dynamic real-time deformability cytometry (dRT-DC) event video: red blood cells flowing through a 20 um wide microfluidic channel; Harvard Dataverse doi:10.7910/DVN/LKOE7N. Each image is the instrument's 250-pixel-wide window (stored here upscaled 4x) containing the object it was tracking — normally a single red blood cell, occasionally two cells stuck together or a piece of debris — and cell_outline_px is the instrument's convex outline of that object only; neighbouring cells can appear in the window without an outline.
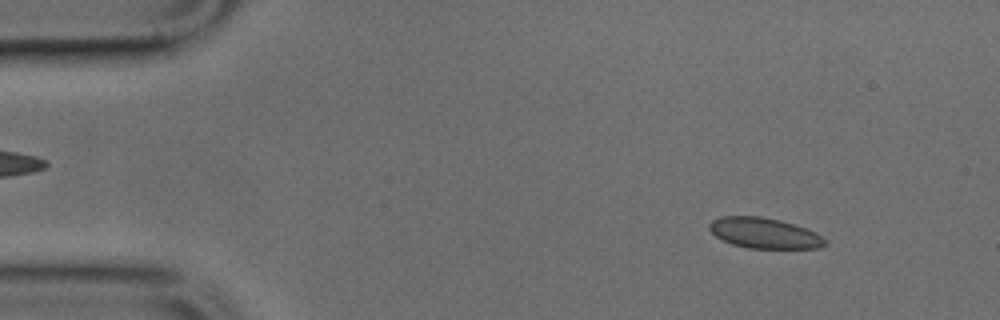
{"species": "common noctule bat (a hibernating species)", "species_latin": "Nyctalus noctula", "temperature_condition": "cold", "stored_images_in_passage": 20, "camera_frame_rate_fps": 3000, "um_per_image_px": 0.085, "animal": {"sex": "male", "body_mass_g": 17.9, "forearm_length_mm": 54.2}, "frame": {"image": 1, "passage_image": 5, "time_ms": 1.333, "image_size_px": [1000, 320], "cell_outline_px": [[828, 244], [816, 248], [748, 248], [732, 244], [716, 236], [708, 228], [708, 224], [712, 220], [720, 216], [760, 216], [780, 220], [816, 232], [828, 240]], "centroid_in_image_um": [64.97, 19.81], "position_along_channel_um": 20.0, "area_um2": 20.58}}
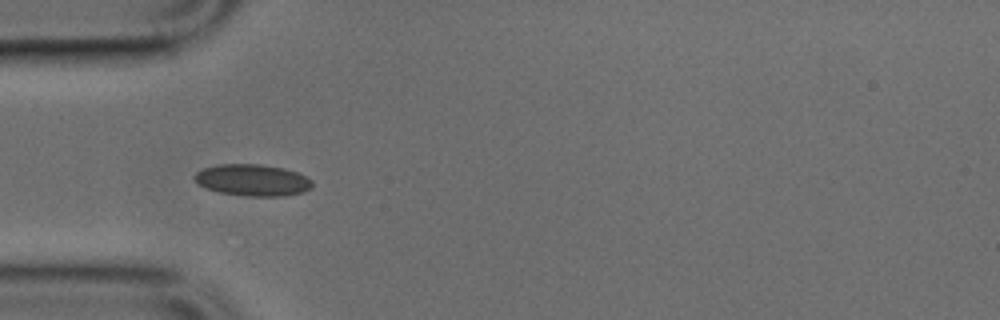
{"frame": {"image": 2, "passage_image": 14, "time_ms": 4.333, "image_size_px": [1000, 320], "cell_outline_px": [[312, 188], [304, 192], [284, 196], [244, 196], [220, 192], [196, 184], [192, 176], [196, 172], [204, 168], [220, 164], [260, 164], [284, 168], [296, 172], [312, 180]], "centroid_in_image_um": [21.46, 15.31], "position_along_channel_um": 63.5, "area_um2": 21.79}}
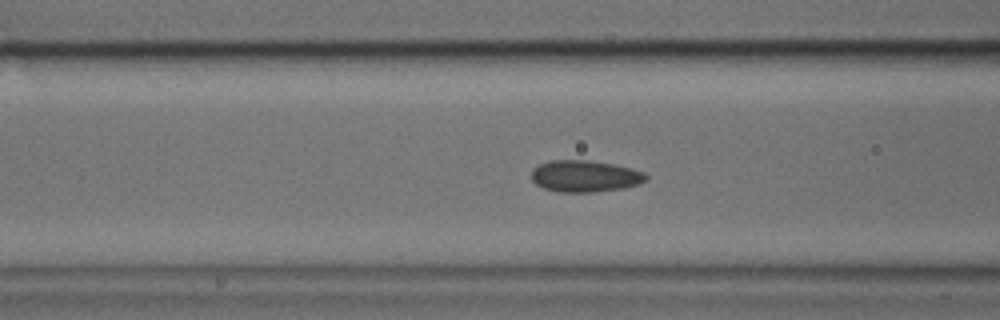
{"frame": {"image": 3, "passage_image": 18, "time_ms": 5.667, "image_size_px": [1000, 320], "cell_outline_px": [[648, 180], [640, 184], [624, 188], [596, 192], [556, 192], [544, 188], [536, 184], [532, 180], [532, 168], [540, 164], [552, 160], [588, 160], [612, 164], [632, 168], [644, 172], [648, 176]], "centroid_in_image_um": [49.75, 14.98], "position_along_channel_um": 116.9, "area_um2": 21.33}}